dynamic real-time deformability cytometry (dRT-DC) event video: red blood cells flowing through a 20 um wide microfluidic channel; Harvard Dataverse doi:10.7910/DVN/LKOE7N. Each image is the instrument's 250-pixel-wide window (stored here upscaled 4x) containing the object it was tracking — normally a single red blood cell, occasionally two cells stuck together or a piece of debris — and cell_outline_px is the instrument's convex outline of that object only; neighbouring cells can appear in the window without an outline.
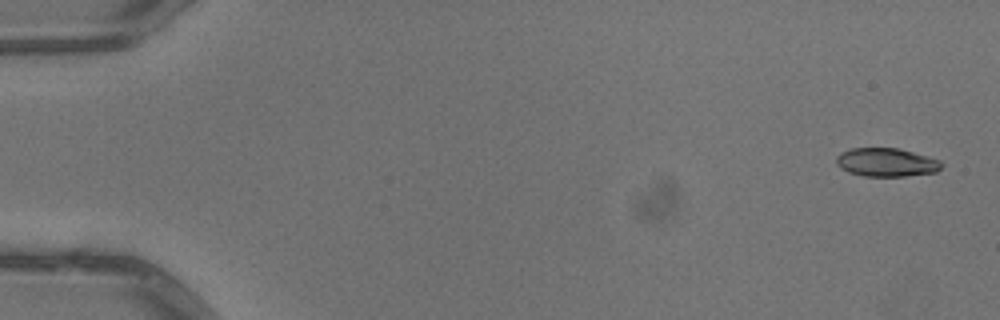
{"species": "common noctule bat (a hibernating species)", "species_latin": "Nyctalus noctula", "temperature_condition": "warm", "stored_images_in_passage": 6, "segment_of_instrument_passage": [2, 2], "camera_frame_rate_fps": 3000, "um_per_image_px": 0.085, "animal": {"sex": "male", "body_mass_g": 13.3}, "frame": {"image": 1, "passage_image": 6, "time_ms": 1.667, "image_size_px": [1000, 320], "cell_outline_px": [[944, 164], [936, 172], [904, 176], [864, 176], [848, 172], [840, 168], [836, 164], [836, 156], [840, 152], [852, 148], [896, 148], [912, 152], [940, 160]], "centroid_in_image_um": [75.31, 13.8], "position_along_channel_um": 9.7, "area_um2": 17.46}}